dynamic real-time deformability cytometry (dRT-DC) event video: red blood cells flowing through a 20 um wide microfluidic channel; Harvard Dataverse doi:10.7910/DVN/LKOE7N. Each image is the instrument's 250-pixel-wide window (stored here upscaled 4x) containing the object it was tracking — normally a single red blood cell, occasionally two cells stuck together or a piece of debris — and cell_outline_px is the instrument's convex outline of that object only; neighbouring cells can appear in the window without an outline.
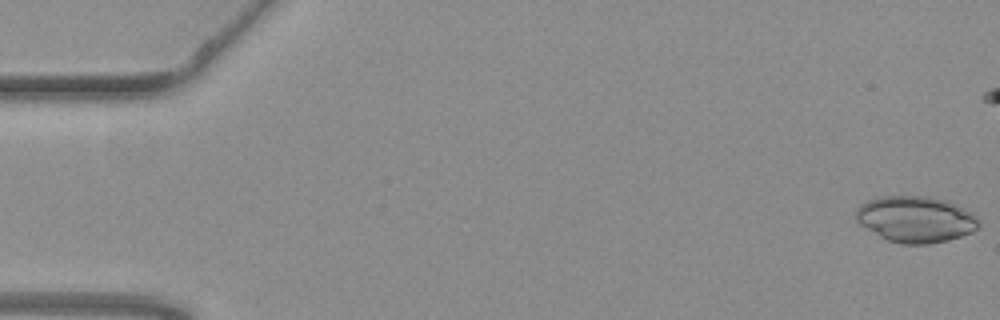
{"species": "common noctule bat (a hibernating species)", "species_latin": "Nyctalus noctula", "temperature_condition": "warm", "stored_images_in_passage": 48, "camera_frame_rate_fps": 3000, "um_per_image_px": 0.085, "animal": {"sex": "female", "body_mass_g": 19.3, "forearm_length_mm": 54.1}, "frame": {"image": 1, "passage_image": 1, "time_ms": 0.0, "image_size_px": [1000, 320], "cell_outline_px": [[980, 228], [972, 232], [948, 240], [928, 244], [900, 244], [888, 240], [880, 236], [860, 224], [856, 220], [856, 208], [860, 204], [868, 200], [880, 196], [928, 196], [948, 200], [976, 216], [980, 220]], "centroid_in_image_um": [77.84, 18.63], "position_along_channel_um": 7.2, "area_um2": 33.18}}